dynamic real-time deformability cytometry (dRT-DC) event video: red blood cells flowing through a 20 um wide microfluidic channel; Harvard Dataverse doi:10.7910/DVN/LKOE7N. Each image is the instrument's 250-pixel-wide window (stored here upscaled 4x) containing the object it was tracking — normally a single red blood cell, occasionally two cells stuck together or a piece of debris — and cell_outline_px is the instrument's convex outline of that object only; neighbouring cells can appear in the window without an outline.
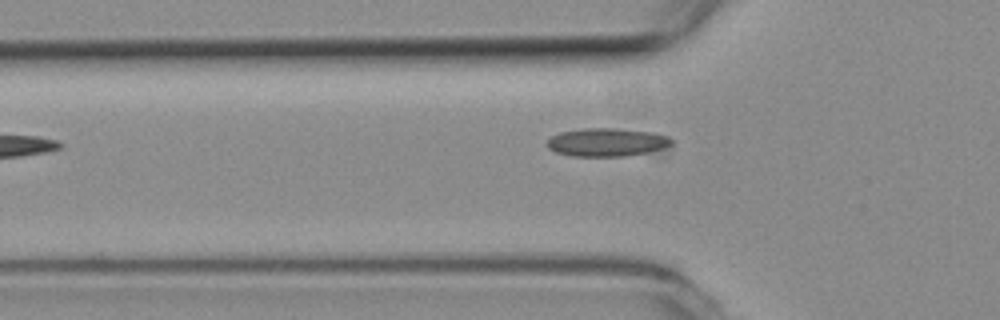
{"species": "common noctule bat (a hibernating species)", "species_latin": "Nyctalus noctula", "temperature_condition": "room temperature", "stored_images_in_passage": 40, "camera_frame_rate_fps": 3000, "um_per_image_px": 0.085, "animal": {"sex": "female", "body_mass_g": 19.3, "forearm_length_mm": 54.1}, "frame": {"image": 1, "passage_image": 4, "time_ms": 1.0, "image_size_px": [1000, 320], "cell_outline_px": [[672, 144], [668, 148], [652, 152], [624, 156], [572, 156], [556, 152], [548, 148], [548, 140], [552, 136], [560, 132], [584, 128], [616, 128], [652, 132], [668, 136], [672, 140]], "centroid_in_image_um": [51.64, 12.09], "position_along_channel_um": 74.2, "area_um2": 20.63}}
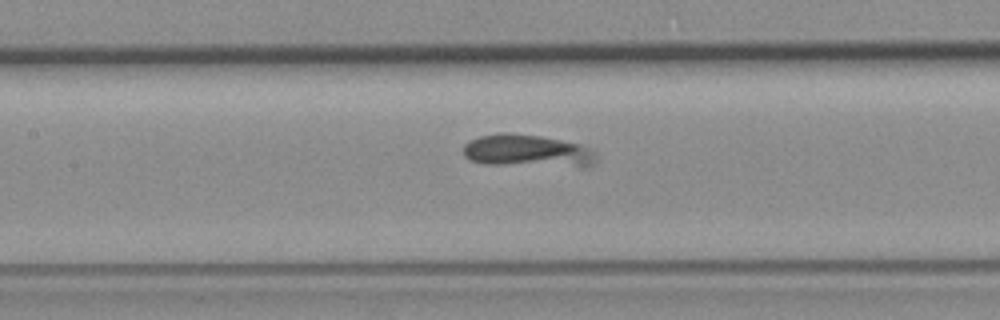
{"frame": {"image": 2, "passage_image": 11, "time_ms": 3.333, "image_size_px": [1000, 320], "cell_outline_px": [[596, 160], [592, 164], [584, 168], [580, 168], [484, 164], [472, 160], [464, 156], [464, 144], [468, 140], [480, 136], [500, 132], [508, 132], [540, 136], [580, 144], [592, 148], [596, 156]], "centroid_in_image_um": [44.86, 12.85], "position_along_channel_um": 162.5, "area_um2": 25.89}}
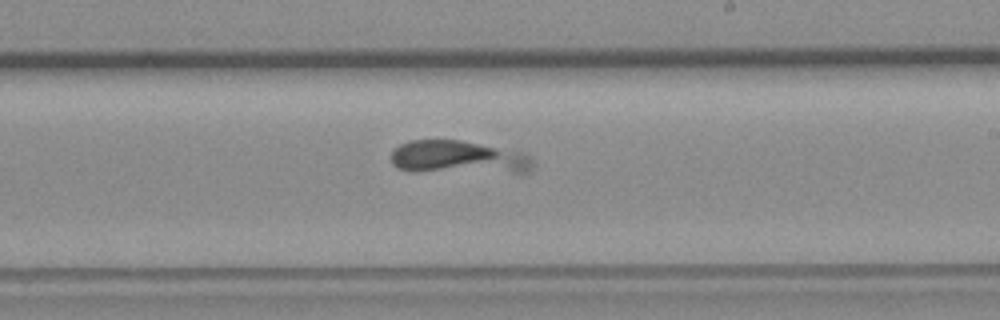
{"frame": {"image": 3, "passage_image": 18, "time_ms": 5.667, "image_size_px": [1000, 320], "cell_outline_px": [[532, 168], [528, 172], [416, 172], [396, 168], [392, 164], [392, 152], [400, 144], [408, 140], [460, 140], [528, 156], [532, 160]], "centroid_in_image_um": [38.82, 13.4], "position_along_channel_um": 250.2, "area_um2": 26.82}}